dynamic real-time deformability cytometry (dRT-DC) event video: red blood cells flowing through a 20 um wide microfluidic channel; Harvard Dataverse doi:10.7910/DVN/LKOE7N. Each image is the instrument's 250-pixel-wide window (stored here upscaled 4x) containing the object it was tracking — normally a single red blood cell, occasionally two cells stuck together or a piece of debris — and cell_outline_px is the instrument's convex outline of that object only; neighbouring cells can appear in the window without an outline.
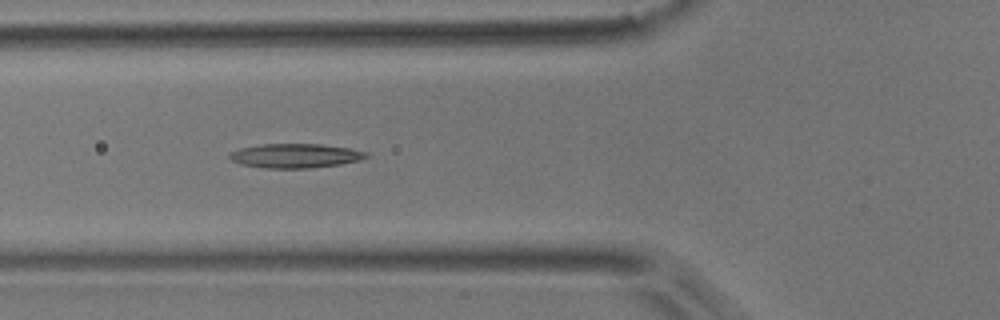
{"species": "common noctule bat (a hibernating species)", "species_latin": "Nyctalus noctula", "temperature_condition": "room temperature", "stored_images_in_passage": 9, "camera_frame_rate_fps": 3000, "um_per_image_px": 0.085, "animal": {"sex": "male", "body_mass_g": 17.9}, "frame": {"image": 1, "passage_image": 6, "time_ms": 1.667, "image_size_px": [1000, 320], "cell_outline_px": [[372, 156], [360, 160], [340, 164], [308, 168], [264, 168], [240, 164], [232, 160], [228, 156], [232, 152], [240, 148], [260, 144], [320, 144], [348, 148], [368, 152]], "centroid_in_image_um": [25.13, 13.24], "position_along_channel_um": 100.7, "area_um2": 19.31}}
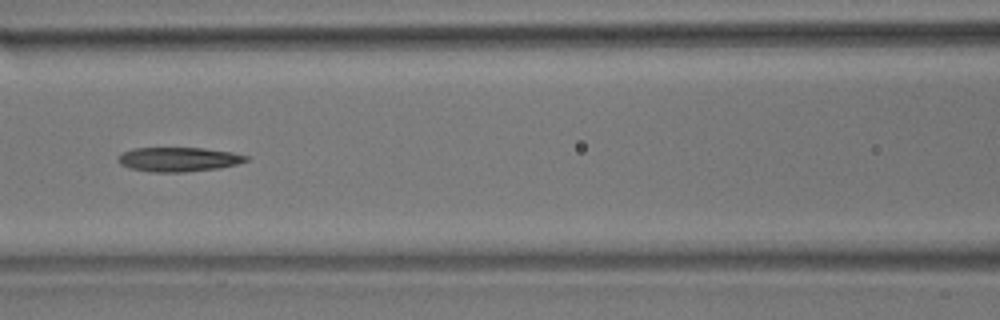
{"frame": {"image": 2, "passage_image": 7, "time_ms": 2.0, "image_size_px": [1000, 320], "cell_outline_px": [[248, 160], [236, 164], [220, 168], [184, 172], [148, 172], [128, 168], [120, 164], [116, 156], [132, 148], [204, 148], [232, 152], [248, 156]], "centroid_in_image_um": [15.14, 13.55], "position_along_channel_um": 151.5, "area_um2": 18.26}}
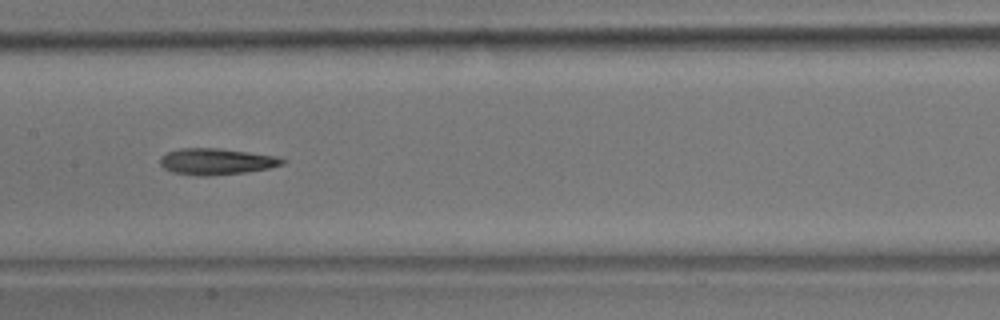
{"frame": {"image": 3, "passage_image": 8, "time_ms": 2.333, "image_size_px": [1000, 320], "cell_outline_px": [[288, 160], [284, 164], [268, 168], [244, 172], [208, 176], [196, 176], [172, 172], [164, 168], [160, 164], [160, 156], [168, 152], [180, 148], [220, 148], [276, 156]], "centroid_in_image_um": [18.38, 13.73], "position_along_channel_um": 189.0, "area_um2": 18.79}}